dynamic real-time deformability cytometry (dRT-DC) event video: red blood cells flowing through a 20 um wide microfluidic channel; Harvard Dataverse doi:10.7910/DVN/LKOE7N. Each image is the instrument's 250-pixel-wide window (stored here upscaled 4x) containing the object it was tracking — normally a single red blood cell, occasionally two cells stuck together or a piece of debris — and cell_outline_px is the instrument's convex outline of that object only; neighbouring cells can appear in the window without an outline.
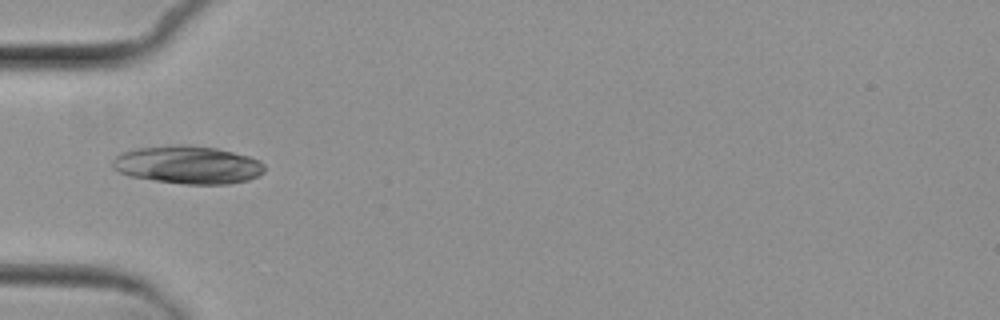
{"species": "common noctule bat (a hibernating species)", "species_latin": "Nyctalus noctula", "temperature_condition": "cold", "stored_images_in_passage": 1, "camera_frame_rate_fps": 3000, "um_per_image_px": 0.085, "animal": {"sex": "female", "body_mass_g": 29.2, "forearm_length_mm": 56.3}, "frame": {"image": 1, "passage_image": 1, "time_ms": 0.0, "image_size_px": [1000, 320], "cell_outline_px": [[264, 172], [248, 180], [228, 184], [184, 184], [128, 176], [112, 168], [112, 160], [120, 152], [136, 148], [176, 144], [184, 144], [216, 148], [248, 156], [260, 160], [264, 164]], "centroid_in_image_um": [15.94, 14.0], "position_along_channel_um": 69.1, "area_um2": 33.7}}